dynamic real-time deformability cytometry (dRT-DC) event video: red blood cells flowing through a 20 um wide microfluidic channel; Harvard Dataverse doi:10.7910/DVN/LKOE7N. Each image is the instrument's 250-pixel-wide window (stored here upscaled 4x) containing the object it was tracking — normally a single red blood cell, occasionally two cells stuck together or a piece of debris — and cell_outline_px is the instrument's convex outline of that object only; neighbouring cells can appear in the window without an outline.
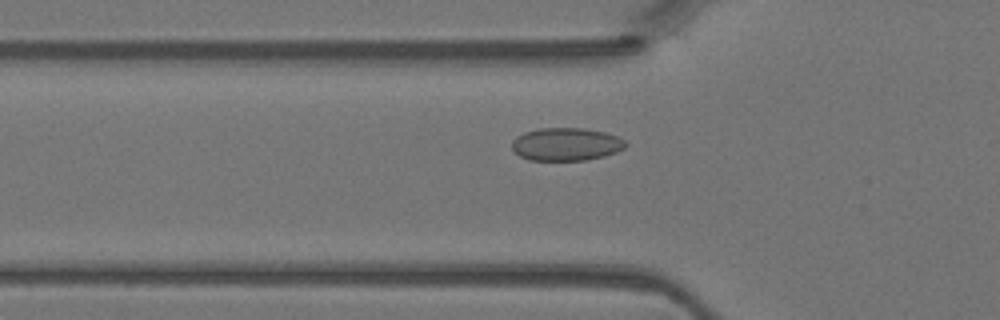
{"species": "Egyptian fruit bat (a non-hibernating species)", "species_latin": "Rousettus aegyptiacus", "temperature_condition": "warm", "stored_images_in_passage": 45, "camera_frame_rate_fps": 3000, "um_per_image_px": 0.085, "animal": {"sex": "female"}, "frame": {"image": 1, "passage_image": 15, "time_ms": 4.667, "image_size_px": [1000, 320], "cell_outline_px": [[628, 144], [624, 148], [616, 152], [604, 156], [584, 160], [528, 160], [520, 156], [512, 148], [512, 140], [516, 136], [524, 132], [540, 128], [584, 128], [604, 132], [616, 136], [624, 140]], "centroid_in_image_um": [48.11, 12.26], "position_along_channel_um": 77.7, "area_um2": 21.79}}
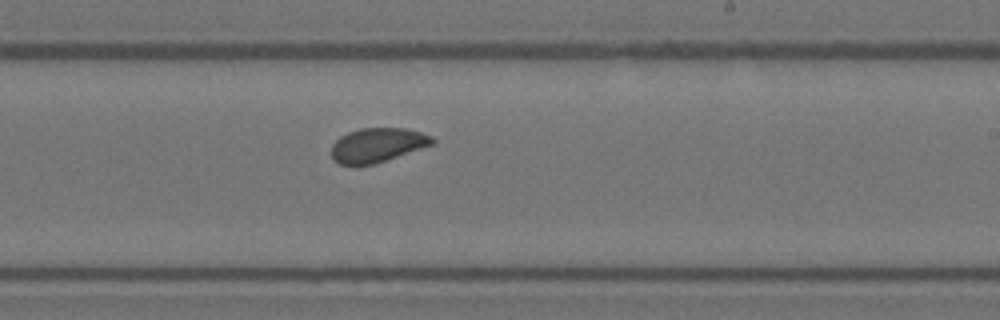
{"frame": {"image": 2, "passage_image": 27, "time_ms": 8.667, "image_size_px": [1000, 320], "cell_outline_px": [[436, 144], [376, 164], [356, 168], [340, 164], [332, 160], [332, 144], [340, 136], [348, 132], [360, 128], [408, 128], [432, 136], [436, 140]], "centroid_in_image_um": [32.09, 12.37], "position_along_channel_um": 256.9, "area_um2": 20.92}}
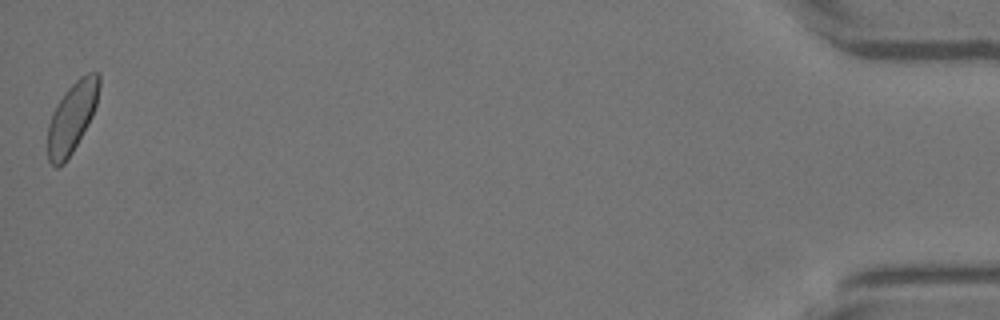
{"frame": {"image": 3, "passage_image": 45, "time_ms": 14.667, "image_size_px": [1000, 320], "cell_outline_px": [[100, 84], [96, 104], [92, 116], [88, 124], [72, 152], [64, 164], [56, 168], [48, 160], [48, 124], [52, 112], [56, 104], [64, 92], [80, 76], [88, 72], [96, 72], [100, 76]], "centroid_in_image_um": [6.11, 9.97], "position_along_channel_um": 429.1, "area_um2": 21.04}}